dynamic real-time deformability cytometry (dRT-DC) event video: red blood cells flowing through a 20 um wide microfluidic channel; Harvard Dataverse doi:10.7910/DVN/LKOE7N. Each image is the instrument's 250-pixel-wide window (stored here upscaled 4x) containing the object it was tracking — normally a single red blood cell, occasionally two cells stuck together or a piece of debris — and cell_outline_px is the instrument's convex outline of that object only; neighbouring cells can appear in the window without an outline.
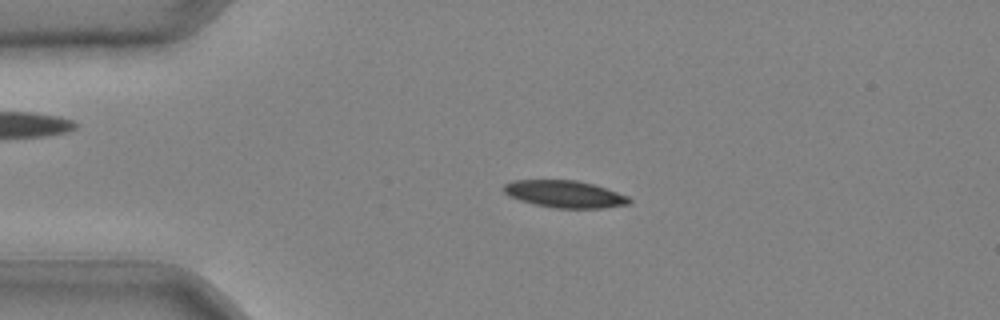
{"species": "common noctule bat (a hibernating species)", "species_latin": "Nyctalus noctula", "temperature_condition": "cold", "stored_images_in_passage": 36, "camera_frame_rate_fps": 3000, "um_per_image_px": 0.085, "animal": {"sex": "male", "body_mass_g": 20.4}, "frame": {"image": 1, "passage_image": 4, "time_ms": 1.0, "image_size_px": [1000, 320], "cell_outline_px": [[632, 200], [628, 204], [604, 208], [556, 208], [536, 204], [520, 200], [508, 196], [504, 192], [504, 184], [512, 180], [576, 180], [592, 184], [628, 196]], "centroid_in_image_um": [47.98, 16.49], "position_along_channel_um": 37.0, "area_um2": 19.65}}
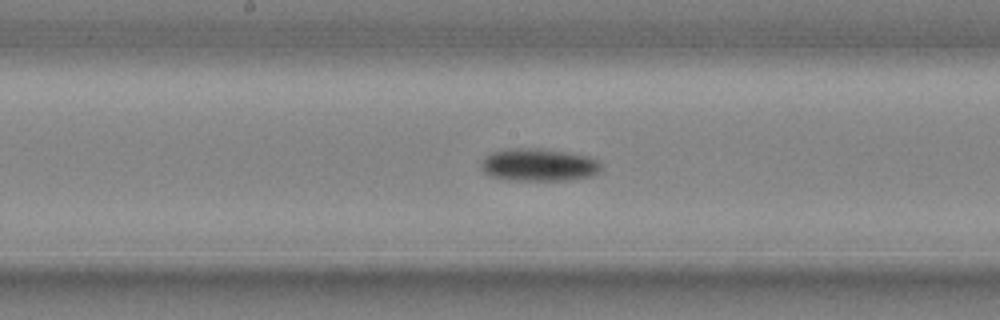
{"frame": {"image": 2, "passage_image": 17, "time_ms": 5.333, "image_size_px": [1000, 320], "cell_outline_px": [[600, 172], [592, 176], [572, 180], [508, 180], [492, 176], [484, 172], [480, 168], [484, 156], [492, 152], [508, 148], [540, 148], [568, 152], [588, 156], [596, 160], [600, 164]], "centroid_in_image_um": [45.78, 14.01], "position_along_channel_um": 202.4, "area_um2": 23.0}}
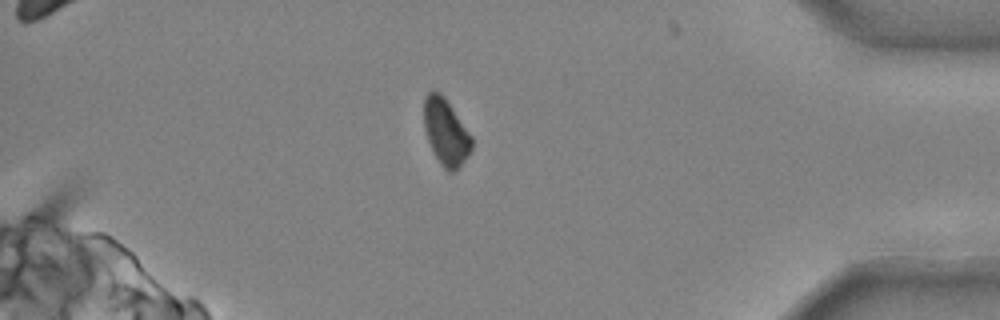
{"frame": {"image": 3, "passage_image": 32, "time_ms": 10.333, "image_size_px": [1000, 320], "cell_outline_px": [[472, 148], [468, 156], [452, 172], [448, 172], [440, 164], [428, 140], [424, 128], [424, 96], [432, 88], [440, 92], [444, 96], [472, 136]], "centroid_in_image_um": [37.88, 11.17], "position_along_channel_um": 397.3, "area_um2": 18.38}}